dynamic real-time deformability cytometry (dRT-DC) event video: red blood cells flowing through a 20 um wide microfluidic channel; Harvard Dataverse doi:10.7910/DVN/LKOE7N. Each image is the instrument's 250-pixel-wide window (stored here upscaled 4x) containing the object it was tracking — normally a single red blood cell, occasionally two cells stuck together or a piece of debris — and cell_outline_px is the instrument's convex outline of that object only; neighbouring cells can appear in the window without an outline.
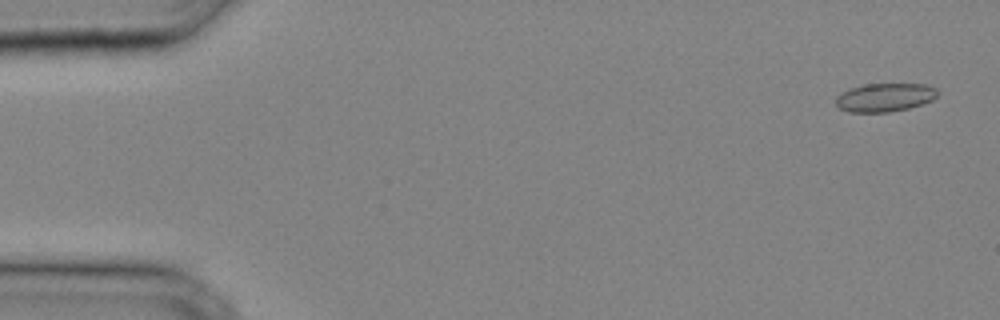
{"species": "common noctule bat (a hibernating species)", "species_latin": "Nyctalus noctula", "temperature_condition": "cold", "stored_images_in_passage": 29, "camera_frame_rate_fps": 3000, "um_per_image_px": 0.085, "animal": {"sex": "male", "body_mass_g": 20.4}, "frame": {"image": 1, "passage_image": 1, "time_ms": 0.0, "image_size_px": [1000, 320], "cell_outline_px": [[936, 96], [932, 100], [908, 108], [888, 112], [848, 112], [840, 108], [836, 104], [836, 96], [840, 92], [848, 88], [864, 84], [924, 84], [936, 88]], "centroid_in_image_um": [75.15, 8.27], "position_along_channel_um": 9.9, "area_um2": 16.82}}
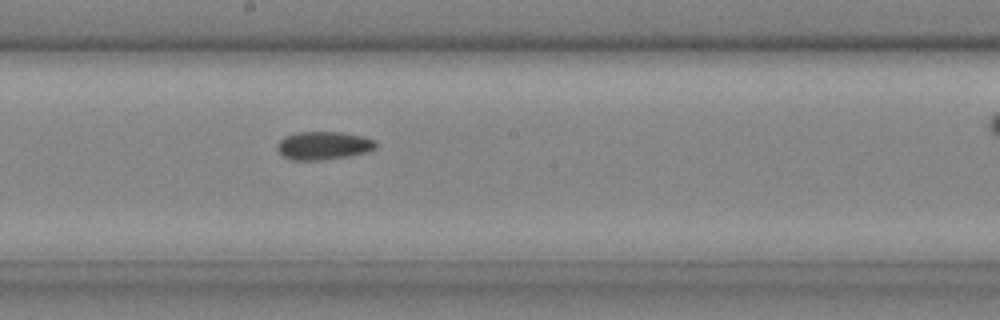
{"frame": {"image": 2, "passage_image": 19, "time_ms": 6.0, "image_size_px": [1000, 320], "cell_outline_px": [[376, 148], [368, 152], [348, 156], [320, 160], [288, 160], [276, 148], [280, 140], [284, 136], [296, 132], [340, 132], [364, 136], [376, 140]], "centroid_in_image_um": [27.51, 12.37], "position_along_channel_um": 220.7, "area_um2": 16.3}}
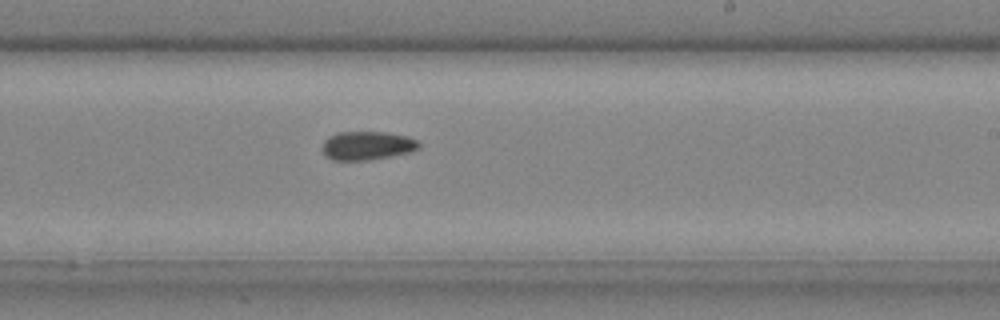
{"frame": {"image": 3, "passage_image": 21, "time_ms": 6.667, "image_size_px": [1000, 320], "cell_outline_px": [[420, 148], [412, 152], [368, 160], [332, 160], [324, 156], [320, 148], [324, 140], [328, 136], [340, 132], [388, 132], [408, 136], [420, 140]], "centroid_in_image_um": [31.21, 12.37], "position_along_channel_um": 257.8, "area_um2": 16.53}}